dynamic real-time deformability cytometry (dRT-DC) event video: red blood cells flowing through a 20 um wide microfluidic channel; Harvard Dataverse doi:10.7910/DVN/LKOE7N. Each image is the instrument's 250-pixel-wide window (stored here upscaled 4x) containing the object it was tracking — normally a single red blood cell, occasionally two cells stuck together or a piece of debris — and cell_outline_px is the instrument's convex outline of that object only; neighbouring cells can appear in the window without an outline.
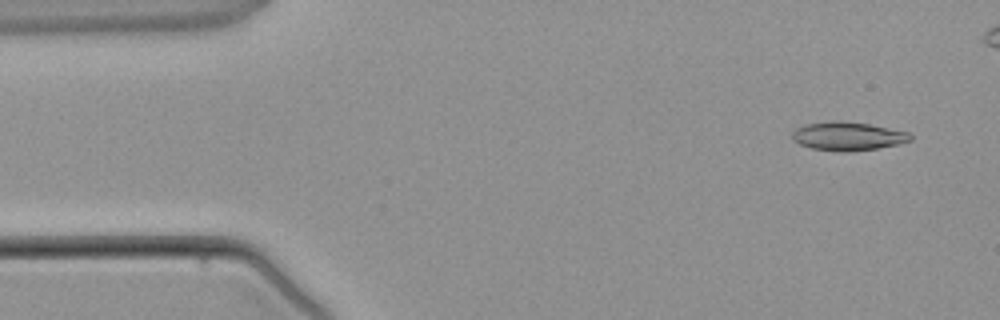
{"species": "common noctule bat (a hibernating species)", "species_latin": "Nyctalus noctula", "temperature_condition": "warm", "stored_images_in_passage": 4, "camera_frame_rate_fps": 3000, "um_per_image_px": 0.085, "animal": {"sex": "male", "body_mass_g": 21.5, "forearm_length_mm": 52.0}, "frame": {"image": 1, "passage_image": 1, "time_ms": 0.0, "image_size_px": [1000, 320], "cell_outline_px": [[912, 140], [896, 144], [876, 148], [848, 152], [844, 152], [812, 148], [800, 144], [792, 140], [792, 132], [796, 128], [804, 124], [832, 120], [840, 120], [868, 124], [908, 132], [912, 136]], "centroid_in_image_um": [72.02, 11.56], "position_along_channel_um": 13.0, "area_um2": 19.59}}